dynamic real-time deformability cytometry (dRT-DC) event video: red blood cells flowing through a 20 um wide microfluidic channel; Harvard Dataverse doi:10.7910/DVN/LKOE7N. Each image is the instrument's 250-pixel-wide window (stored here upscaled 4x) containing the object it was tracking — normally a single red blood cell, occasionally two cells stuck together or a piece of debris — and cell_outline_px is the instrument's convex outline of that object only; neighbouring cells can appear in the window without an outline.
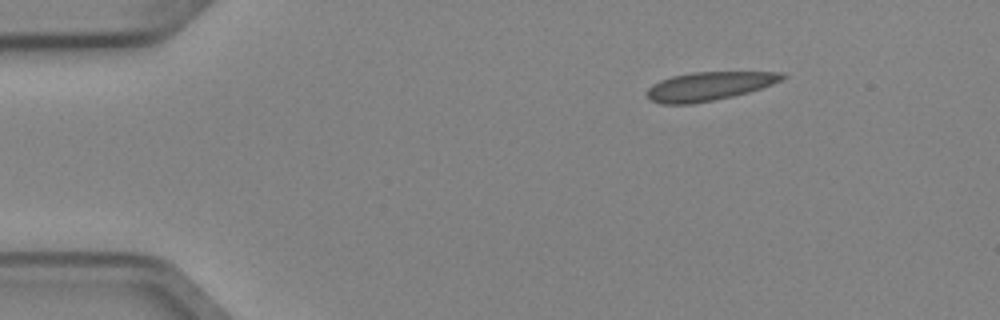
{"species": "Egyptian fruit bat (a non-hibernating species)", "species_latin": "Rousettus aegyptiacus", "temperature_condition": "cold", "stored_images_in_passage": 3, "camera_frame_rate_fps": 3000, "um_per_image_px": 0.085, "animal": {"sex": "female"}, "frame": {"image": 1, "passage_image": 1, "time_ms": 0.0, "image_size_px": [1000, 320], "cell_outline_px": [[788, 76], [772, 84], [748, 92], [732, 96], [692, 104], [660, 104], [652, 100], [648, 96], [648, 88], [652, 84], [660, 80], [672, 76], [692, 72], [784, 72]], "centroid_in_image_um": [60.26, 7.32], "position_along_channel_um": 24.7, "area_um2": 22.37}}